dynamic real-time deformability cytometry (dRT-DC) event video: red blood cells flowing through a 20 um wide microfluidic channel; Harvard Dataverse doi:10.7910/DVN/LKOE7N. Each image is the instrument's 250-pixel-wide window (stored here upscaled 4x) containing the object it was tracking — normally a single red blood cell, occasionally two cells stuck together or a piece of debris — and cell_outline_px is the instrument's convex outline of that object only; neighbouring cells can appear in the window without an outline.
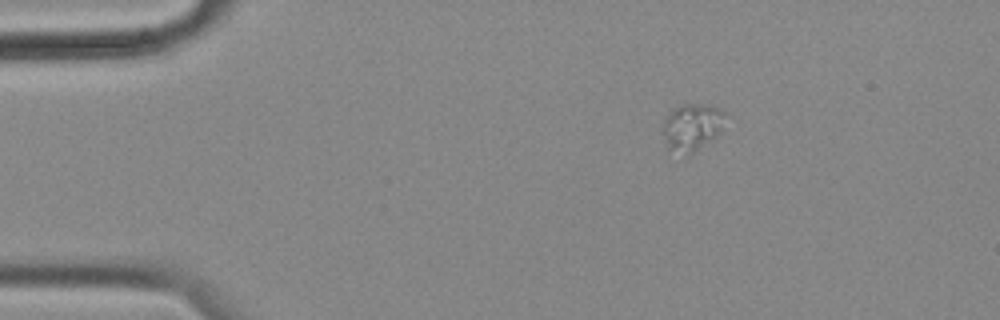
{"species": "common noctule bat (a hibernating species)", "species_latin": "Nyctalus noctula", "temperature_condition": "cold", "stored_images_in_passage": 49, "camera_frame_rate_fps": 3000, "um_per_image_px": 0.085, "animal": {"sex": "female", "body_mass_g": 18.4}, "frame": {"image": 1, "passage_image": 1, "time_ms": 0.0, "image_size_px": [1000, 320], "cell_outline_px": [[732, 116], [716, 136], [692, 152], [688, 152], [668, 148], [664, 136], [664, 124], [672, 108], [680, 104], [704, 104], [720, 108]], "centroid_in_image_um": [58.93, 10.7], "position_along_channel_um": 26.1, "area_um2": 16.88}}
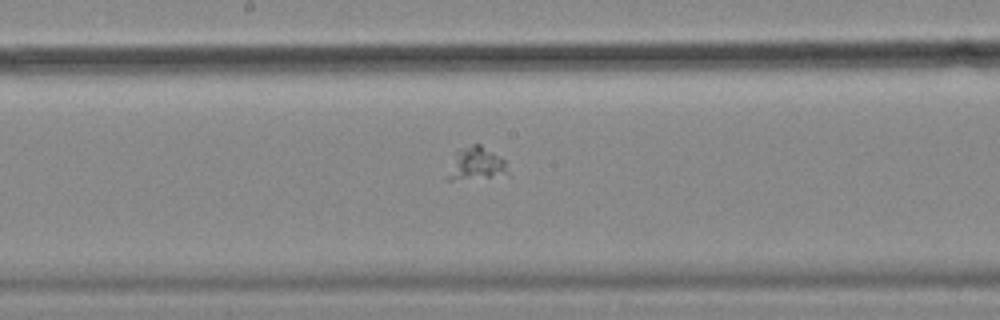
{"frame": {"image": 2, "passage_image": 22, "time_ms": 7.0, "image_size_px": [1000, 320], "cell_outline_px": [[504, 168], [488, 176], [448, 180], [444, 176], [452, 152], [472, 144], [480, 144], [504, 160]], "centroid_in_image_um": [40.2, 13.86], "position_along_channel_um": 208.0, "area_um2": 10.92}}
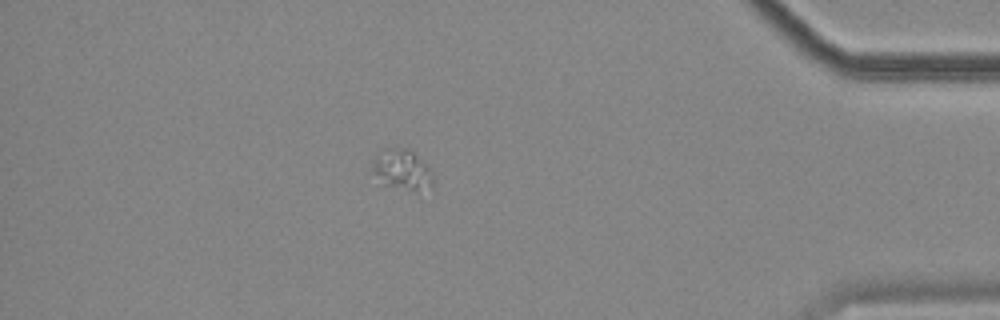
{"frame": {"image": 3, "passage_image": 42, "time_ms": 13.667, "image_size_px": [1000, 320], "cell_outline_px": [[432, 188], [408, 188], [384, 184], [372, 172], [372, 160], [376, 152], [384, 148], [396, 144], [408, 148], [428, 168], [432, 176]], "centroid_in_image_um": [34.08, 14.31], "position_along_channel_um": 401.1, "area_um2": 13.99}}